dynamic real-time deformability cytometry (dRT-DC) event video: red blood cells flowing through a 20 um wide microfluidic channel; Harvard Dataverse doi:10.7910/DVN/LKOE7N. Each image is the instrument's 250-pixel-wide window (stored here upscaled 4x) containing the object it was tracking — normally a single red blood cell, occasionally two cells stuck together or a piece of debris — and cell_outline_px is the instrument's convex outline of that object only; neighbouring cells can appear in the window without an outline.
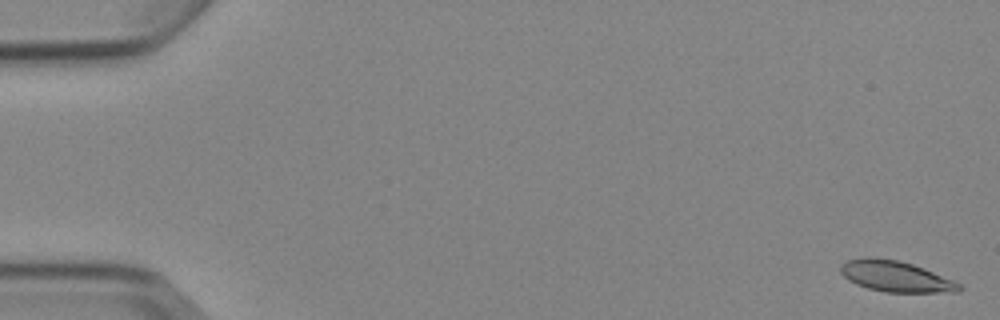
{"species": "Egyptian fruit bat (a non-hibernating species)", "species_latin": "Rousettus aegyptiacus", "temperature_condition": "cold", "stored_images_in_passage": 5, "camera_frame_rate_fps": 3000, "um_per_image_px": 0.085, "animal": {"sex": "female"}, "frame": {"image": 1, "passage_image": 1, "time_ms": 0.0, "image_size_px": [1000, 320], "cell_outline_px": [[964, 288], [960, 292], [884, 292], [868, 288], [856, 284], [848, 280], [840, 272], [840, 264], [848, 260], [900, 260], [924, 268], [952, 280], [960, 284]], "centroid_in_image_um": [76.19, 23.54], "position_along_channel_um": 8.8, "area_um2": 20.69}}
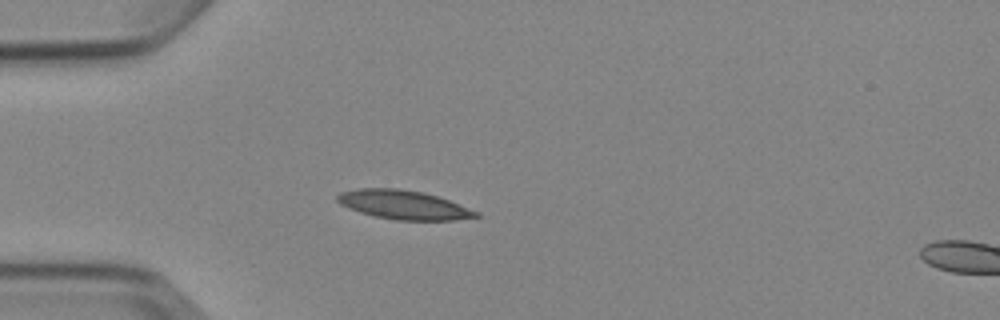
{"frame": {"image": 2, "passage_image": 5, "time_ms": 4.667, "image_size_px": [1000, 320], "cell_outline_px": [[480, 216], [456, 220], [396, 220], [372, 216], [348, 208], [340, 204], [336, 200], [336, 196], [340, 192], [360, 188], [396, 188], [424, 192], [448, 200], [480, 212]], "centroid_in_image_um": [34.28, 17.41], "position_along_channel_um": 50.7, "area_um2": 23.47}}